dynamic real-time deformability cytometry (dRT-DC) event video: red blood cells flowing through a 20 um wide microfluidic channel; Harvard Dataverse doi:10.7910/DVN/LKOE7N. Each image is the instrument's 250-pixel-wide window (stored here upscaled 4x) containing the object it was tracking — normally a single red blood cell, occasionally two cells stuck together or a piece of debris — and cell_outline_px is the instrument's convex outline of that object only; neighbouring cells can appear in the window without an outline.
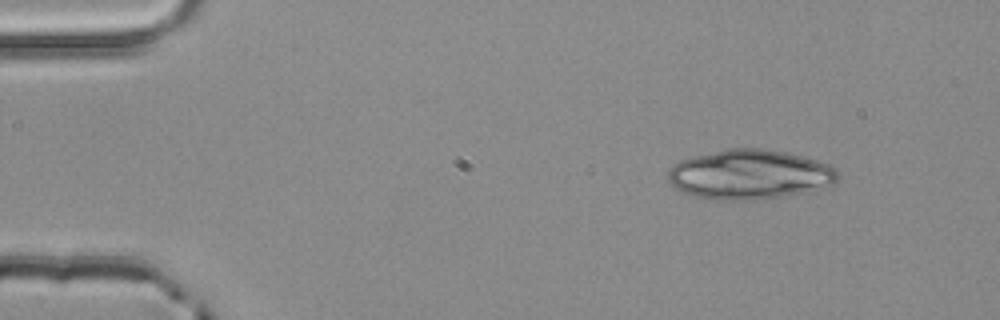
{"species": "common noctule bat (a hibernating species)", "species_latin": "Nyctalus noctula", "temperature_condition": "room temperature", "stored_images_in_passage": 3, "camera_frame_rate_fps": 3000, "um_per_image_px": 0.085, "animal": {"sex": "male", "body_mass_g": 20.4}, "frame": {"image": 1, "passage_image": 1, "time_ms": 0.0, "image_size_px": [1000, 320], "cell_outline_px": [[840, 176], [836, 184], [832, 188], [780, 196], [752, 200], [716, 200], [696, 196], [684, 192], [676, 188], [668, 180], [668, 168], [672, 164], [680, 160], [692, 156], [728, 148], [764, 148], [784, 152], [816, 160], [828, 164], [836, 168], [840, 172]], "centroid_in_image_um": [63.77, 14.83], "position_along_channel_um": 21.2, "area_um2": 49.65}}